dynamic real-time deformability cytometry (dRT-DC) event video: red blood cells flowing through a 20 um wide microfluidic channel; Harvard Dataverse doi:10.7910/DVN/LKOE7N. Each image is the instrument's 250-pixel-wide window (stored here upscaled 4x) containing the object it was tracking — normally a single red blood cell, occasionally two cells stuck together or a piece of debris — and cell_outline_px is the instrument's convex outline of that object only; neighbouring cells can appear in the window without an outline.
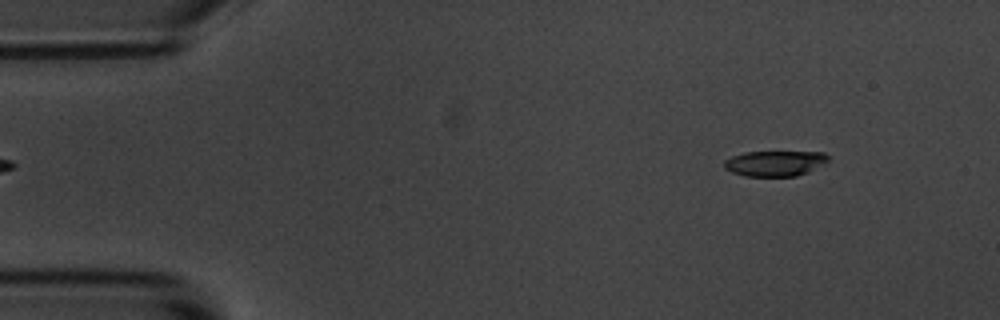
{"species": "common noctule bat (a hibernating species)", "species_latin": "Nyctalus noctula", "temperature_condition": "room temperature", "stored_images_in_passage": 51, "camera_frame_rate_fps": 3000, "um_per_image_px": 0.085, "animal": {"sex": "male", "body_mass_g": 20.1, "forearm_length_mm": 53.5}, "frame": {"image": 1, "passage_image": 2, "time_ms": 0.333, "image_size_px": [1000, 320], "cell_outline_px": [[832, 156], [824, 164], [808, 172], [796, 176], [744, 176], [732, 172], [724, 168], [724, 160], [732, 156], [744, 152], [824, 152]], "centroid_in_image_um": [65.89, 13.88], "position_along_channel_um": 19.1, "area_um2": 15.55}}
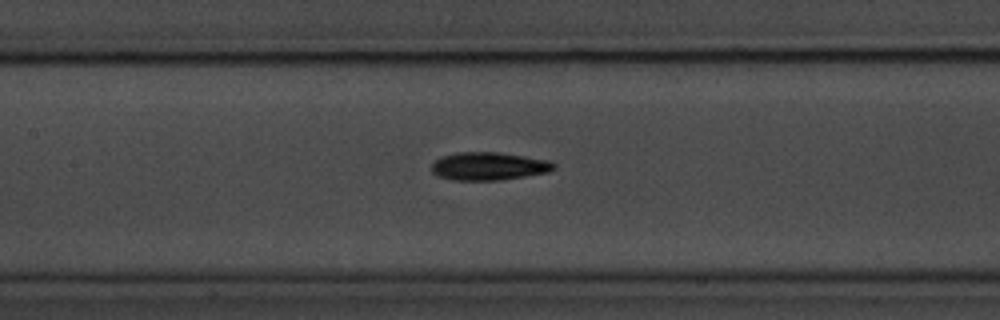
{"frame": {"image": 2, "passage_image": 21, "time_ms": 6.667, "image_size_px": [1000, 320], "cell_outline_px": [[556, 168], [548, 172], [500, 180], [452, 180], [440, 176], [432, 172], [432, 164], [440, 156], [460, 152], [496, 152], [524, 156], [548, 160], [556, 164]], "centroid_in_image_um": [41.55, 14.12], "position_along_channel_um": 165.9, "area_um2": 19.83}}
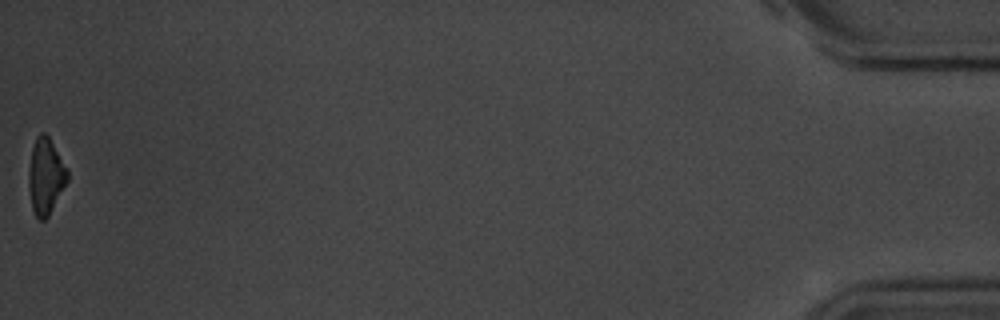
{"frame": {"image": 3, "passage_image": 51, "time_ms": 16.667, "image_size_px": [1000, 320], "cell_outline_px": [[68, 180], [48, 216], [44, 220], [40, 220], [36, 216], [32, 208], [28, 188], [28, 172], [32, 148], [36, 136], [40, 132], [44, 132], [48, 136], [68, 168]], "centroid_in_image_um": [3.87, 14.96], "position_along_channel_um": 431.3, "area_um2": 17.17}, "authors_computed_cell_mechanics": {"area_um2": 18.3226, "velocity_mm_per_s": 3.6557, "shape_relaxation_time_tau1_ms": 2.8058, "shape_relaxation_time_tau2_ms": 6.8106, "deformation_change_tau1": 0.1244, "deformation_change_tau2": 0.156}}